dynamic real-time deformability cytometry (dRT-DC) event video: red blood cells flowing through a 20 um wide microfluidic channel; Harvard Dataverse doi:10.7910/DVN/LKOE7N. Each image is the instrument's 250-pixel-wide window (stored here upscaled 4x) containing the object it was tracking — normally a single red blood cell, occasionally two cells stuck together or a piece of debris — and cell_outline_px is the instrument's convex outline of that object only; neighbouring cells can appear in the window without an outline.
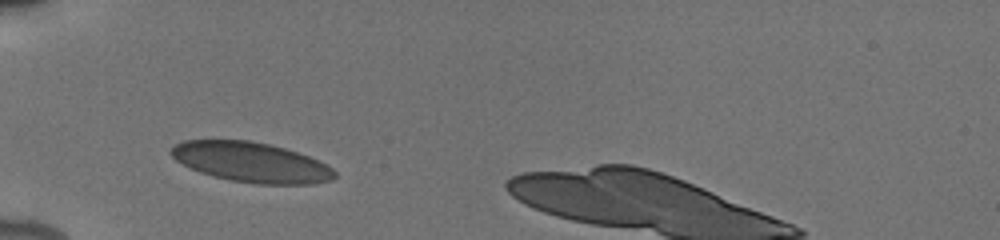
{"species": "human", "species_latin": "Homo sapiens", "temperature_condition": "cold", "stored_images_in_passage": 15, "camera_frame_rate_fps": 3000, "um_per_image_px": 0.085, "donor": {"sex": "male"}, "frame": {"image": 1, "passage_image": 1, "time_ms": 0.0, "image_size_px": [1000, 240], "cell_outline_px": [[336, 176], [332, 180], [312, 184], [256, 184], [232, 180], [212, 176], [200, 172], [176, 160], [168, 152], [168, 148], [184, 140], [248, 140], [268, 144], [284, 148], [308, 156], [332, 168], [336, 172]], "centroid_in_image_um": [21.32, 13.79], "position_along_channel_um": 63.7, "area_um2": 37.92}}
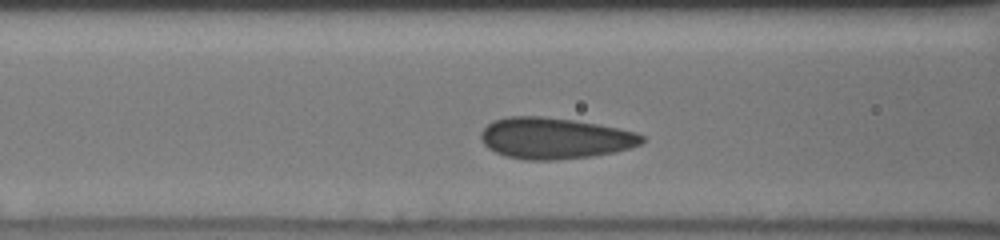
{"frame": {"image": 2, "passage_image": 6, "time_ms": 1.667, "image_size_px": [1000, 240], "cell_outline_px": [[644, 140], [640, 144], [616, 152], [592, 156], [556, 160], [524, 160], [508, 156], [496, 152], [488, 148], [480, 140], [480, 132], [492, 120], [508, 116], [540, 116], [572, 120], [596, 124], [636, 132], [644, 136]], "centroid_in_image_um": [47.11, 11.75], "position_along_channel_um": 119.5, "area_um2": 38.61}}
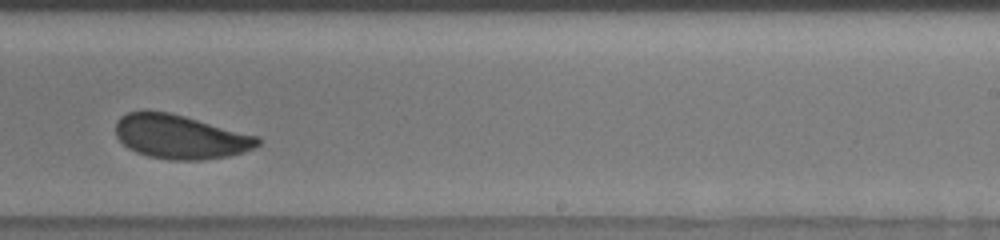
{"frame": {"image": 3, "passage_image": 14, "time_ms": 5.667, "image_size_px": [1000, 240], "cell_outline_px": [[260, 144], [244, 152], [228, 156], [200, 160], [168, 160], [148, 156], [136, 152], [128, 148], [116, 136], [116, 120], [120, 116], [128, 112], [144, 108], [148, 108], [168, 112], [184, 116], [260, 136]], "centroid_in_image_um": [15.29, 11.6], "position_along_channel_um": 273.7, "area_um2": 36.93}}